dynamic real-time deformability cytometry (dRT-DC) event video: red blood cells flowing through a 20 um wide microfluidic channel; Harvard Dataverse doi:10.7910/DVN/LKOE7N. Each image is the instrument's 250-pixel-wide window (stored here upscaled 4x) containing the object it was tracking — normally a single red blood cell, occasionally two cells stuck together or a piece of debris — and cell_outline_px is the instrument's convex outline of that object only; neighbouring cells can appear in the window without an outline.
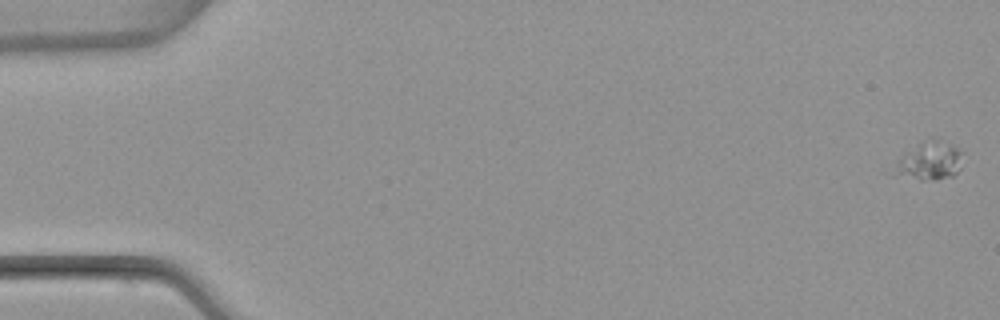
{"species": "common noctule bat (a hibernating species)", "species_latin": "Nyctalus noctula", "temperature_condition": "warm", "stored_images_in_passage": 5, "camera_frame_rate_fps": 3000, "um_per_image_px": 0.085, "animal": {"sex": "female", "body_mass_g": 22.7, "forearm_length_mm": 54.2}, "frame": {"image": 1, "passage_image": 1, "time_ms": 0.0, "image_size_px": [1000, 320], "cell_outline_px": [[964, 152], [960, 168], [952, 176], [936, 180], [924, 180], [892, 176], [884, 172], [908, 152], [924, 140], [936, 140], [952, 144]], "centroid_in_image_um": [78.93, 13.74], "position_along_channel_um": 6.1, "area_um2": 15.61}}